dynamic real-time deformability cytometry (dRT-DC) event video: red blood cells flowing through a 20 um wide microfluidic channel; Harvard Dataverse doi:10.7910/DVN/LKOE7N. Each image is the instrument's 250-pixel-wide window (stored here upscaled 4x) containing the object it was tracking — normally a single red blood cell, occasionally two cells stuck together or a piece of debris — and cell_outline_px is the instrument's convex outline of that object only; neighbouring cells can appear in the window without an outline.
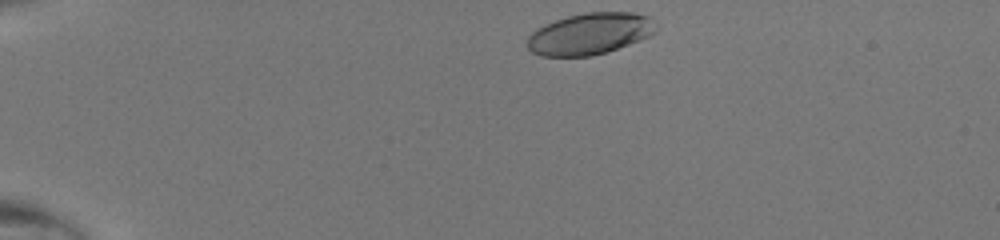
{"species": "human", "species_latin": "Homo sapiens", "temperature_condition": "room temperature", "stored_images_in_passage": 38, "camera_frame_rate_fps": 3000, "um_per_image_px": 0.085, "donor": {"sex": "male"}, "frame": {"image": 1, "passage_image": 1, "time_ms": 0.0, "image_size_px": [1000, 240], "cell_outline_px": [[660, 28], [656, 32], [648, 36], [628, 44], [592, 56], [540, 56], [532, 52], [528, 48], [528, 36], [536, 28], [556, 20], [568, 16], [584, 12], [632, 12], [648, 16]], "centroid_in_image_um": [50.14, 2.86], "position_along_channel_um": 34.9, "area_um2": 31.04}}
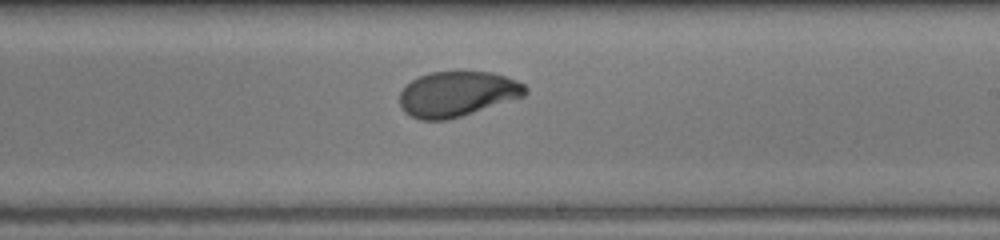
{"frame": {"image": 2, "passage_image": 21, "time_ms": 6.667, "image_size_px": [1000, 240], "cell_outline_px": [[528, 92], [524, 96], [448, 120], [420, 120], [404, 112], [400, 108], [400, 92], [412, 80], [420, 76], [432, 72], [492, 72], [516, 80], [524, 84], [528, 88]], "centroid_in_image_um": [38.86, 7.99], "position_along_channel_um": 250.1, "area_um2": 32.89}}
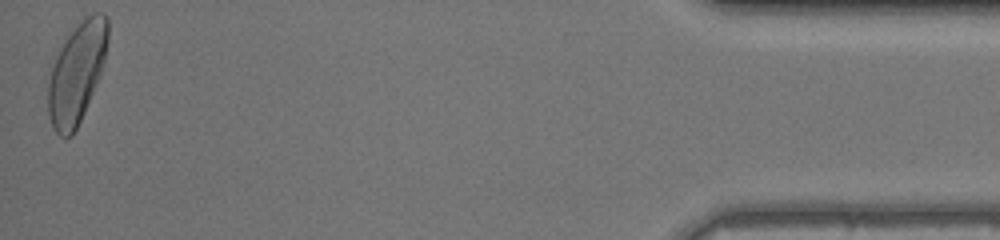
{"frame": {"image": 3, "passage_image": 38, "time_ms": 12.333, "image_size_px": [1000, 240], "cell_outline_px": [[108, 40], [104, 64], [96, 84], [84, 112], [72, 136], [60, 136], [52, 128], [48, 116], [48, 80], [52, 64], [64, 40], [92, 12], [104, 12], [108, 20]], "centroid_in_image_um": [6.52, 6.21], "position_along_channel_um": 428.7, "area_um2": 34.62}}